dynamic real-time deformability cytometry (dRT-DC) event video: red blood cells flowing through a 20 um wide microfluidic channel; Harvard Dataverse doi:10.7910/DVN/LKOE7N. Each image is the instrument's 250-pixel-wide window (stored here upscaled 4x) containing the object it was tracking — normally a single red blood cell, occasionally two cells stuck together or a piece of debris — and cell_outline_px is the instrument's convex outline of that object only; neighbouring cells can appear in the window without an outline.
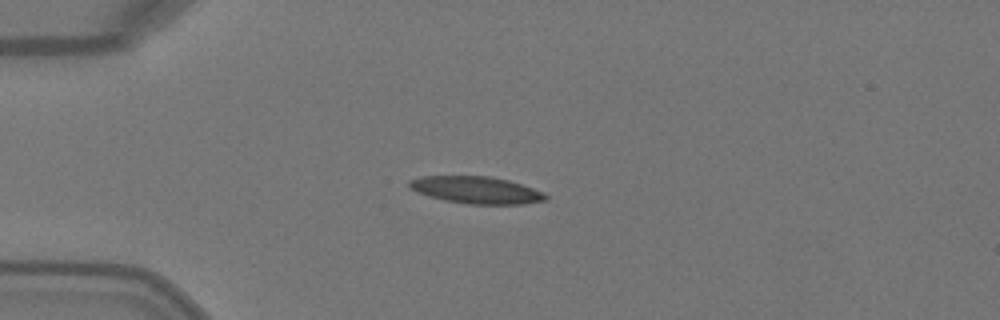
{"species": "Egyptian fruit bat (a non-hibernating species)", "species_latin": "Rousettus aegyptiacus", "temperature_condition": "warm", "stored_images_in_passage": 2, "camera_frame_rate_fps": 3000, "um_per_image_px": 0.085, "animal": {"sex": "female"}, "frame": {"image": 1, "passage_image": 1, "time_ms": 0.0, "image_size_px": [1000, 320], "cell_outline_px": [[548, 200], [524, 204], [468, 204], [444, 200], [428, 196], [416, 192], [408, 184], [408, 180], [420, 176], [488, 176], [508, 180], [544, 192], [548, 196]], "centroid_in_image_um": [40.48, 16.15], "position_along_channel_um": 44.5, "area_um2": 21.56}}
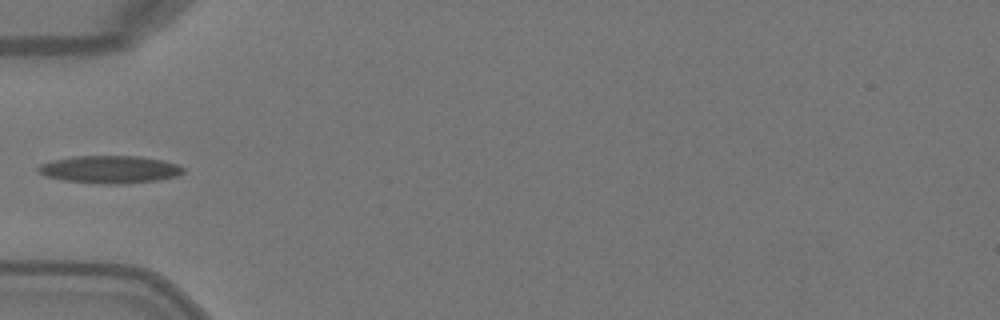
{"frame": {"image": 2, "passage_image": 2, "time_ms": 0.333, "image_size_px": [1000, 320], "cell_outline_px": [[184, 172], [176, 176], [156, 180], [124, 184], [100, 184], [64, 180], [44, 176], [36, 168], [40, 164], [52, 160], [72, 156], [140, 156], [164, 160], [176, 164], [184, 168]], "centroid_in_image_um": [9.32, 14.4], "position_along_channel_um": 75.7, "area_um2": 23.41}}